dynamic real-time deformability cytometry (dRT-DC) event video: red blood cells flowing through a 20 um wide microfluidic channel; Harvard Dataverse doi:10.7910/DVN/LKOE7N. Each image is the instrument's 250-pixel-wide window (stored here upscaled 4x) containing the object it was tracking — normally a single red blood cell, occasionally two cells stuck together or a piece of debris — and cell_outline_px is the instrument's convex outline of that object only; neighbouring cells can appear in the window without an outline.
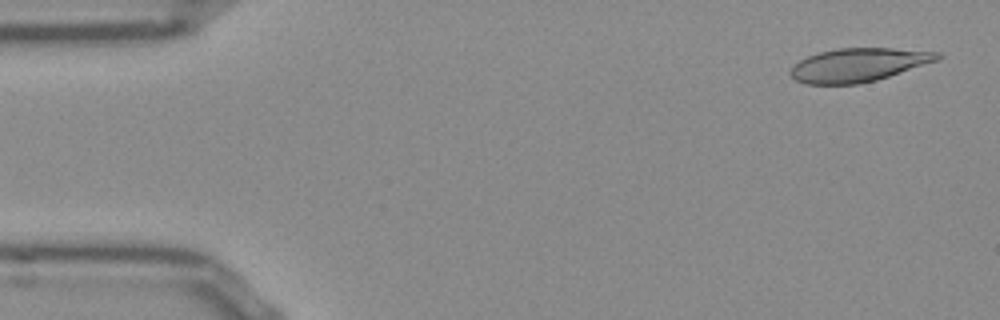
{"species": "Egyptian fruit bat (a non-hibernating species)", "species_latin": "Rousettus aegyptiacus", "temperature_condition": "room temperature", "stored_images_in_passage": 9, "camera_frame_rate_fps": 3000, "um_per_image_px": 0.085, "frame": {"image": 1, "passage_image": 2, "time_ms": 0.333, "image_size_px": [1000, 320], "cell_outline_px": [[944, 56], [936, 60], [876, 80], [856, 84], [808, 84], [796, 80], [788, 72], [800, 60], [808, 56], [820, 52], [836, 48], [892, 48], [940, 52]], "centroid_in_image_um": [72.95, 5.51], "position_along_channel_um": 12.0, "area_um2": 28.32}}